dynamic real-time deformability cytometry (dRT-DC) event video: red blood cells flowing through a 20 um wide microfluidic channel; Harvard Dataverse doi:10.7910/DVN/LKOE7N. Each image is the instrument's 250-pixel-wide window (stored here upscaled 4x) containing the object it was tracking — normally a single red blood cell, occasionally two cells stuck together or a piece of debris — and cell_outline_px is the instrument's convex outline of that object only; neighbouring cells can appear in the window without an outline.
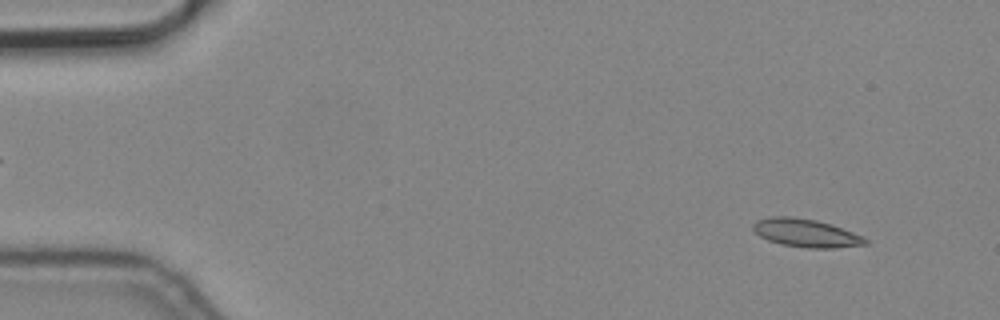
{"species": "common noctule bat (a hibernating species)", "species_latin": "Nyctalus noctula", "temperature_condition": "cold", "stored_images_in_passage": 2, "camera_frame_rate_fps": 3000, "um_per_image_px": 0.085, "animal": {"sex": "male", "body_mass_g": 19.2, "forearm_length_mm": 51.8}, "frame": {"image": 1, "passage_image": 1, "time_ms": 0.0, "image_size_px": [1000, 320], "cell_outline_px": [[868, 244], [832, 248], [808, 248], [780, 244], [768, 240], [760, 236], [752, 228], [752, 224], [756, 220], [772, 216], [792, 216], [816, 220], [832, 224], [852, 232], [868, 240]], "centroid_in_image_um": [68.47, 19.8], "position_along_channel_um": 16.5, "area_um2": 18.38}}